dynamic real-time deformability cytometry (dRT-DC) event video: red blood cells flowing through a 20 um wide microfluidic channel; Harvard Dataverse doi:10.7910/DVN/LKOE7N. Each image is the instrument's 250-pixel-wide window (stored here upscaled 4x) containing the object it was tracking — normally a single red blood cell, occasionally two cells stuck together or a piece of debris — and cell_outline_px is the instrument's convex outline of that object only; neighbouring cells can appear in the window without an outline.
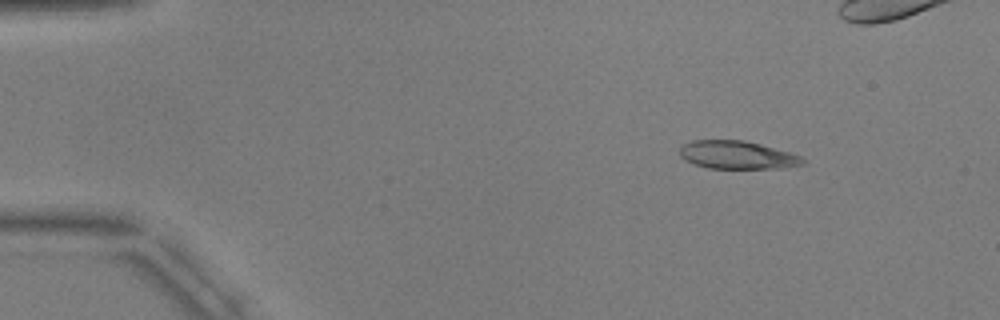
{"species": "common noctule bat (a hibernating species)", "species_latin": "Nyctalus noctula", "temperature_condition": "warm", "stored_images_in_passage": 6, "camera_frame_rate_fps": 3000, "um_per_image_px": 0.085, "animal": {"sex": "male", "body_mass_g": 17.9, "forearm_length_mm": 54.2}, "frame": {"image": 1, "passage_image": 2, "time_ms": 1.667, "image_size_px": [1000, 320], "cell_outline_px": [[808, 160], [804, 164], [780, 168], [708, 168], [692, 164], [684, 160], [680, 156], [680, 148], [684, 144], [692, 140], [744, 140], [760, 144], [788, 152], [800, 156]], "centroid_in_image_um": [62.64, 13.17], "position_along_channel_um": 22.4, "area_um2": 20.11}}
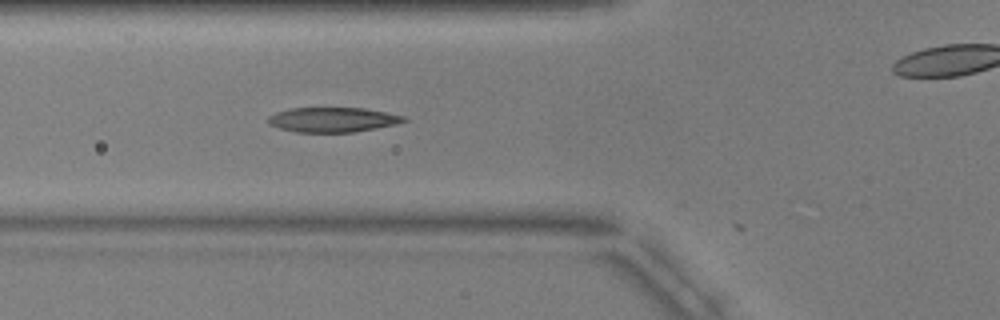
{"frame": {"image": 2, "passage_image": 5, "time_ms": 6.0, "image_size_px": [1000, 320], "cell_outline_px": [[408, 120], [396, 124], [376, 128], [352, 132], [296, 132], [280, 128], [268, 124], [268, 116], [276, 112], [292, 108], [364, 108], [404, 116]], "centroid_in_image_um": [28.26, 10.17], "position_along_channel_um": 97.5, "area_um2": 19.42}}